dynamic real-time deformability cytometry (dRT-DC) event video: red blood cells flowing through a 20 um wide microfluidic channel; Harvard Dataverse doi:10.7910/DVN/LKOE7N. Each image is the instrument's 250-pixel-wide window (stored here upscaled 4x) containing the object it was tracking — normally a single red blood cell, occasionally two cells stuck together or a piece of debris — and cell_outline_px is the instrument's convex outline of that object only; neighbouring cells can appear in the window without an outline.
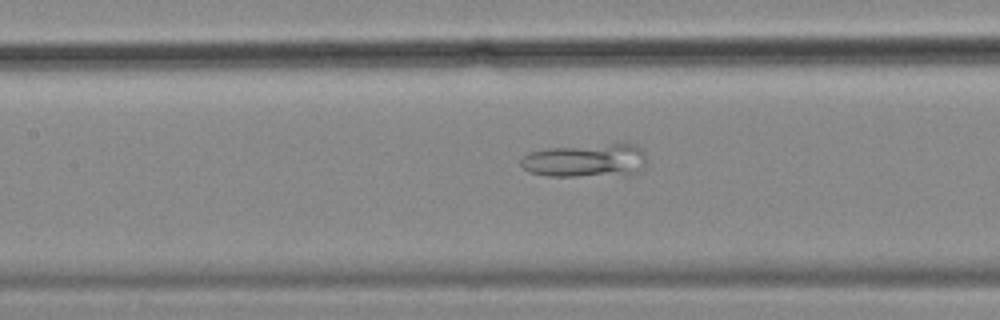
{"species": "common noctule bat (a hibernating species)", "species_latin": "Nyctalus noctula", "temperature_condition": "cold", "stored_images_in_passage": 32, "segment_of_instrument_passage": [1, 2], "camera_frame_rate_fps": 3000, "um_per_image_px": 0.085, "animal": {"sex": "female", "body_mass_g": 18.4}, "frame": {"image": 1, "passage_image": 14, "time_ms": 4.333, "image_size_px": [1000, 320], "cell_outline_px": [[644, 168], [632, 176], [548, 176], [528, 172], [520, 164], [520, 160], [528, 152], [548, 148], [612, 144], [636, 144], [640, 148], [644, 156]], "centroid_in_image_um": [49.8, 13.67], "position_along_channel_um": 157.6, "area_um2": 24.8}}
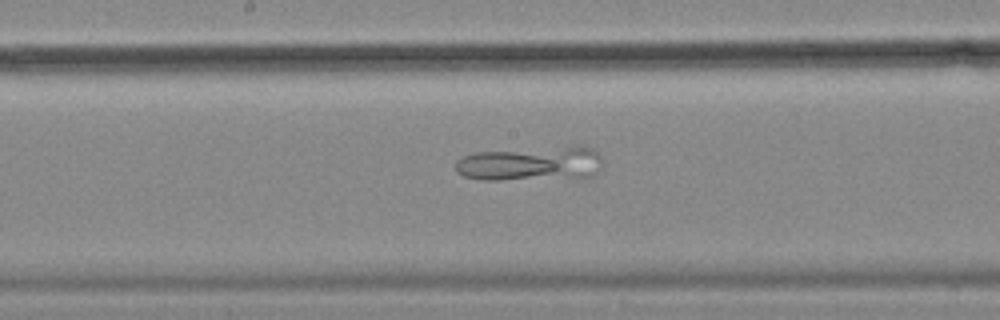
{"frame": {"image": 2, "passage_image": 18, "time_ms": 5.667, "image_size_px": [1000, 320], "cell_outline_px": [[604, 160], [596, 172], [592, 176], [500, 180], [480, 180], [464, 176], [456, 172], [456, 160], [464, 156], [476, 152], [564, 148], [592, 148]], "centroid_in_image_um": [45.04, 13.94], "position_along_channel_um": 203.2, "area_um2": 28.44}}